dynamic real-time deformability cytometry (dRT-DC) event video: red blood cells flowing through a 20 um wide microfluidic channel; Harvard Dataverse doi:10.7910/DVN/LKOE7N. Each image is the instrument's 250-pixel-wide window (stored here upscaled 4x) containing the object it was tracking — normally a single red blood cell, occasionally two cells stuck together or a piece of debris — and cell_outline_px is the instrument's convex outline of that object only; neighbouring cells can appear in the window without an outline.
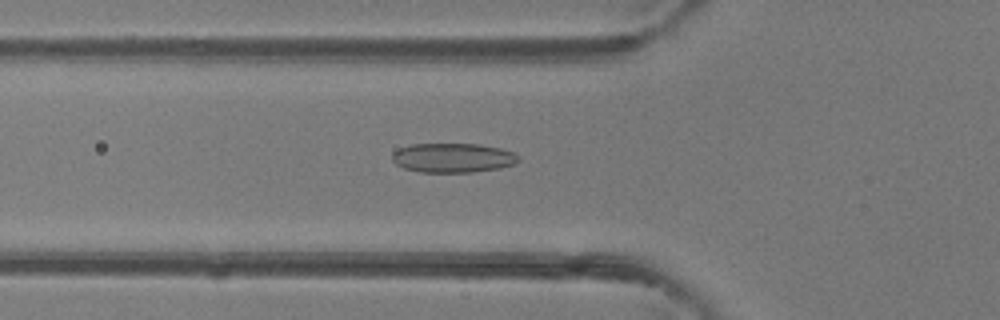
{"species": "common noctule bat (a hibernating species)", "species_latin": "Nyctalus noctula", "temperature_condition": "room temperature", "stored_images_in_passage": 43, "camera_frame_rate_fps": 3000, "um_per_image_px": 0.085, "animal": {"sex": "female"}, "frame": {"image": 1, "passage_image": 12, "time_ms": 3.667, "image_size_px": [1000, 320], "cell_outline_px": [[520, 160], [512, 164], [500, 168], [472, 172], [420, 172], [404, 168], [396, 164], [392, 160], [392, 152], [400, 148], [412, 144], [480, 144], [500, 148], [512, 152], [520, 156]], "centroid_in_image_um": [38.49, 13.41], "position_along_channel_um": 87.3, "area_um2": 21.62}}
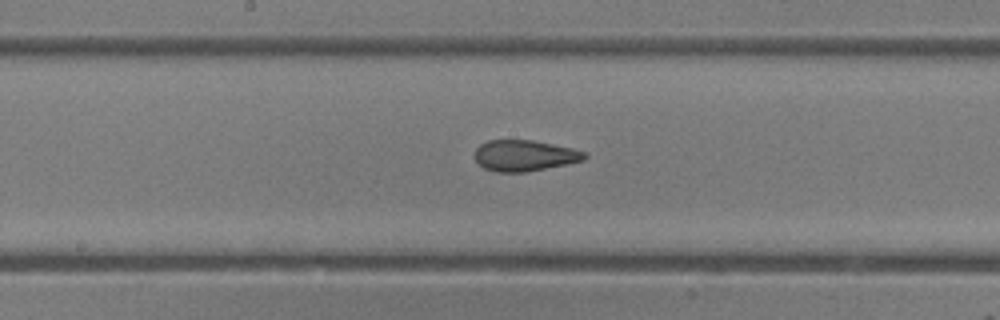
{"frame": {"image": 2, "passage_image": 20, "time_ms": 6.333, "image_size_px": [1000, 320], "cell_outline_px": [[588, 156], [584, 160], [568, 164], [524, 172], [496, 172], [484, 168], [472, 156], [476, 148], [480, 144], [488, 140], [532, 140], [572, 148], [584, 152]], "centroid_in_image_um": [44.55, 13.22], "position_along_channel_um": 203.6, "area_um2": 19.88}}
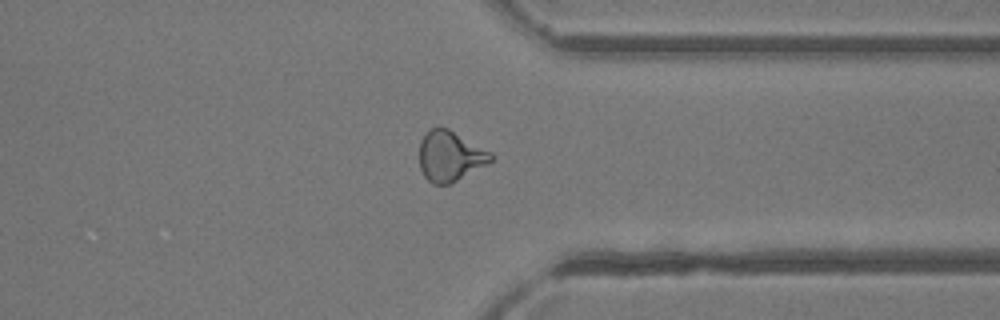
{"frame": {"image": 3, "passage_image": 32, "time_ms": 10.333, "image_size_px": [1000, 320], "cell_outline_px": [[492, 160], [456, 180], [448, 184], [432, 184], [424, 176], [420, 168], [420, 140], [428, 128], [448, 128], [492, 152]], "centroid_in_image_um": [38.22, 13.24], "position_along_channel_um": 373.2, "area_um2": 20.63}, "authors_computed_cell_mechanics": {"area_um2": 21.1548, "velocity_mm_per_s": 4.3162, "shape_relaxation_time_tau1_ms": 4.8047, "shape_relaxation_time_tau2_ms": 1.387, "deformation_change_tau1": 0.1442, "deformation_change_tau2": 0.0829}}